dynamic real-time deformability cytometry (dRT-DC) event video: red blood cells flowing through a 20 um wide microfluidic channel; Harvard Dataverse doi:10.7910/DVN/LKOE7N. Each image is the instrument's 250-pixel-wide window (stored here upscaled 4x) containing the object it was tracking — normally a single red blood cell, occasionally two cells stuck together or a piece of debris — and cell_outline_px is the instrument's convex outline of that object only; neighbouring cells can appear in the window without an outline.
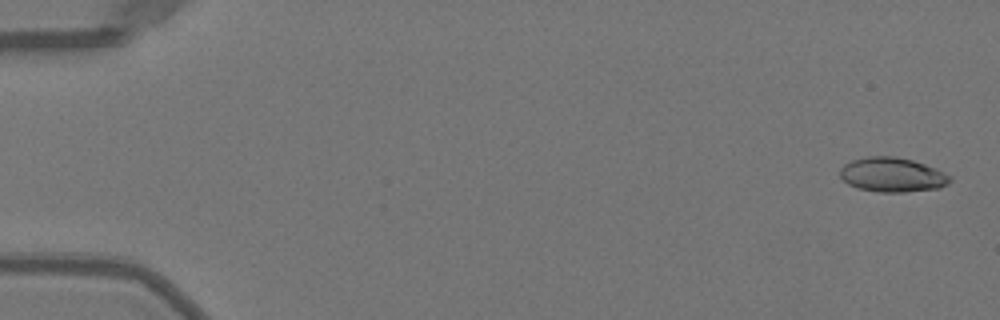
{"species": "Egyptian fruit bat (a non-hibernating species)", "species_latin": "Rousettus aegyptiacus", "temperature_condition": "warm", "stored_images_in_passage": 51, "camera_frame_rate_fps": 3000, "um_per_image_px": 0.085, "animal": {"sex": "female"}, "frame": {"image": 1, "passage_image": 2, "time_ms": 0.333, "image_size_px": [1000, 320], "cell_outline_px": [[952, 180], [948, 184], [940, 188], [904, 192], [876, 192], [856, 188], [848, 184], [840, 176], [840, 168], [844, 164], [852, 160], [868, 156], [896, 156], [912, 160], [936, 168], [952, 176]], "centroid_in_image_um": [75.85, 14.86], "position_along_channel_um": 9.1, "area_um2": 22.31}}
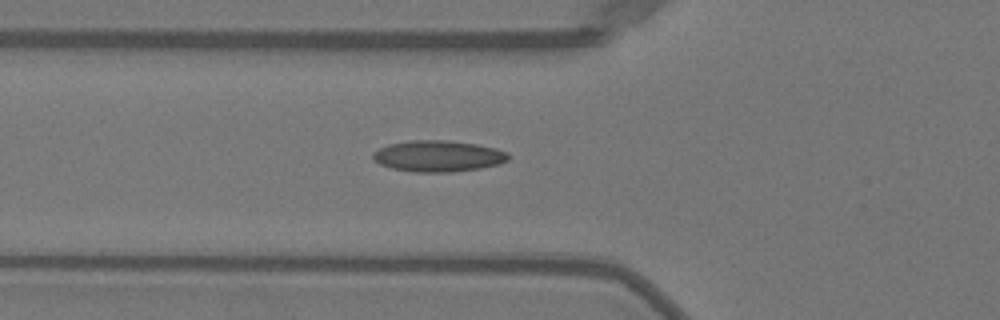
{"frame": {"image": 2, "passage_image": 19, "time_ms": 6.0, "image_size_px": [1000, 320], "cell_outline_px": [[508, 160], [500, 164], [480, 168], [452, 172], [412, 172], [392, 168], [380, 164], [372, 156], [372, 152], [388, 144], [412, 140], [448, 140], [476, 144], [496, 148], [508, 152]], "centroid_in_image_um": [37.25, 13.26], "position_along_channel_um": 88.5, "area_um2": 24.68}}
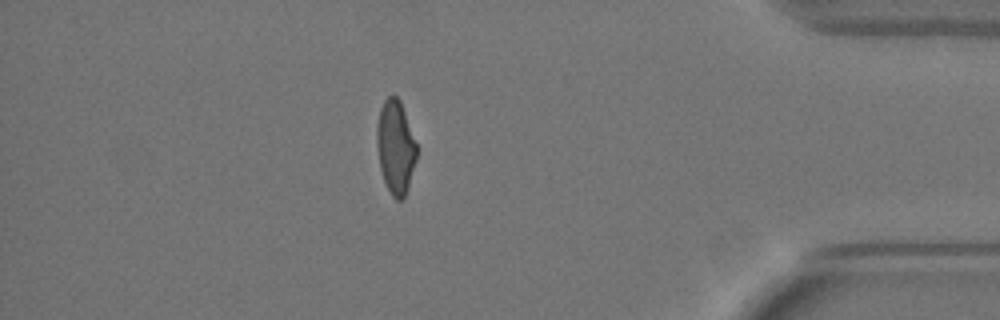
{"frame": {"image": 3, "passage_image": 45, "time_ms": 14.667, "image_size_px": [1000, 320], "cell_outline_px": [[416, 160], [408, 188], [404, 200], [396, 200], [392, 196], [384, 180], [380, 168], [376, 144], [376, 128], [380, 108], [384, 100], [388, 96], [396, 96], [400, 100], [416, 144]], "centroid_in_image_um": [33.6, 12.52], "position_along_channel_um": 401.6, "area_um2": 21.62}, "authors_computed_cell_mechanics": {"area_um2": 22.3686, "velocity_mm_per_s": 4.0313, "shape_relaxation_time_tau1_ms": null, "shape_relaxation_time_tau2_ms": 1.218, "deformation_change_tau1": null, "deformation_change_tau2": 0.0799}}